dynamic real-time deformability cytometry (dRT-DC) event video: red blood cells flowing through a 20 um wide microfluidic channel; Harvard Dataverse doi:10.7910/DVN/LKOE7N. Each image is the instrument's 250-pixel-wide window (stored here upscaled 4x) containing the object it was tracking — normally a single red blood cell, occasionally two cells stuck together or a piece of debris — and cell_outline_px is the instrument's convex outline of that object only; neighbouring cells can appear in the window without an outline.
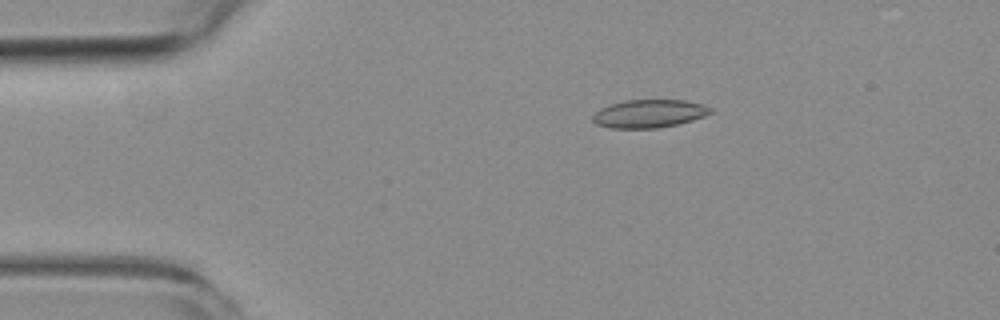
{"species": "common noctule bat (a hibernating species)", "species_latin": "Nyctalus noctula", "temperature_condition": "room temperature", "stored_images_in_passage": 4, "camera_frame_rate_fps": 3000, "um_per_image_px": 0.085, "animal": {"sex": "female", "body_mass_g": 19.3, "forearm_length_mm": 54.1}, "frame": {"image": 1, "passage_image": 3, "time_ms": 2.667, "image_size_px": [1000, 320], "cell_outline_px": [[712, 112], [704, 116], [692, 120], [676, 124], [656, 128], [612, 128], [596, 124], [592, 120], [592, 116], [600, 108], [624, 100], [684, 100], [704, 104], [712, 108]], "centroid_in_image_um": [55.18, 9.65], "position_along_channel_um": 29.8, "area_um2": 19.19}}